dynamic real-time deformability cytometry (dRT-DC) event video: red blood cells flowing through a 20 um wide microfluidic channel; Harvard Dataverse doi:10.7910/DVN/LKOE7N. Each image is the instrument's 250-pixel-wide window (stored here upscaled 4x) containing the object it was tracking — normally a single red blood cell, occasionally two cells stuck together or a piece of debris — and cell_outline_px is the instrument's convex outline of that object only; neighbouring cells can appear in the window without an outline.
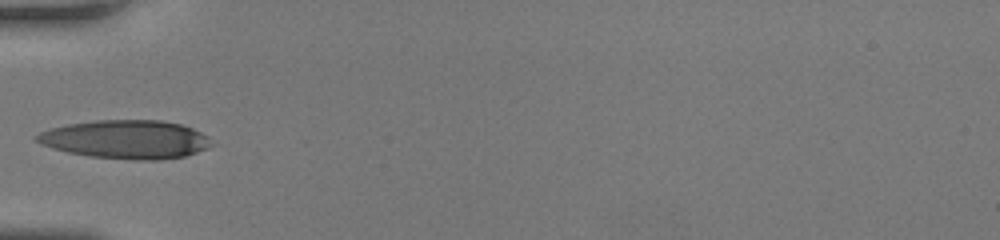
{"species": "human", "species_latin": "Homo sapiens", "temperature_condition": "room temperature", "stored_images_in_passage": 6, "camera_frame_rate_fps": 3000, "um_per_image_px": 0.085, "donor": {"sex": "female"}, "frame": {"image": 1, "passage_image": 1, "time_ms": 0.0, "image_size_px": [1000, 240], "cell_outline_px": [[216, 144], [208, 148], [184, 156], [160, 160], [136, 160], [92, 156], [68, 152], [52, 148], [40, 144], [32, 136], [48, 128], [68, 124], [96, 120], [160, 120], [180, 124], [192, 128], [208, 136]], "centroid_in_image_um": [10.71, 11.84], "position_along_channel_um": 74.3, "area_um2": 39.42}}
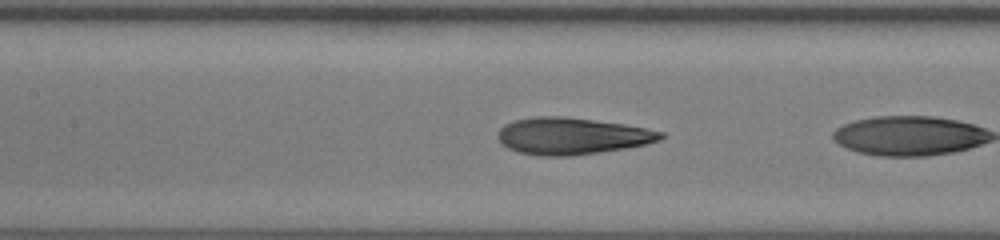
{"frame": {"image": 2, "passage_image": 5, "time_ms": 1.333, "image_size_px": [1000, 240], "cell_outline_px": [[668, 136], [660, 140], [644, 144], [624, 148], [572, 156], [540, 156], [520, 152], [508, 148], [496, 136], [500, 128], [504, 124], [516, 120], [532, 116], [564, 116], [624, 124], [664, 132]], "centroid_in_image_um": [48.61, 11.55], "position_along_channel_um": 158.8, "area_um2": 34.85}}